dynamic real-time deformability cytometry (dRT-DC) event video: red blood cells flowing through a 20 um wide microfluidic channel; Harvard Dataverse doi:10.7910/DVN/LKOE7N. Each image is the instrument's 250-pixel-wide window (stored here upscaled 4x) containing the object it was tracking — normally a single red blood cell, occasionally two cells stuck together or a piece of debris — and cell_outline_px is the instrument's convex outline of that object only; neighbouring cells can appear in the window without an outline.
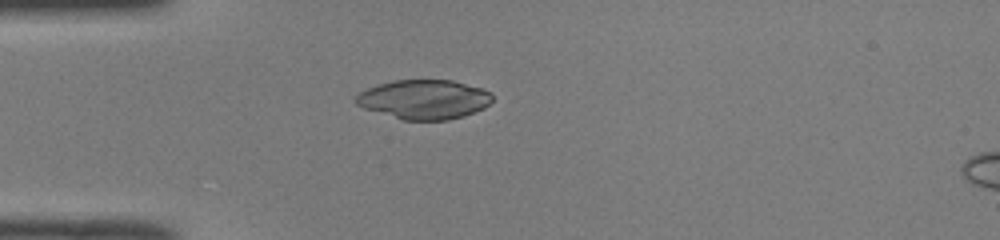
{"species": "common noctule bat (a hibernating species)", "species_latin": "Nyctalus noctula", "temperature_condition": "room temperature", "stored_images_in_passage": 31, "camera_frame_rate_fps": 3000, "um_per_image_px": 0.085, "animal": {"sex": "male", "body_mass_g": 19.0, "forearm_length_mm": 50.8}, "frame": {"image": 1, "passage_image": 1, "time_ms": 0.0, "image_size_px": [1000, 240], "cell_outline_px": [[492, 100], [484, 108], [464, 116], [448, 120], [404, 120], [364, 108], [356, 104], [352, 100], [360, 92], [368, 88], [392, 80], [452, 80], [484, 88], [492, 92]], "centroid_in_image_um": [36.07, 8.44], "position_along_channel_um": 48.9, "area_um2": 31.39}}
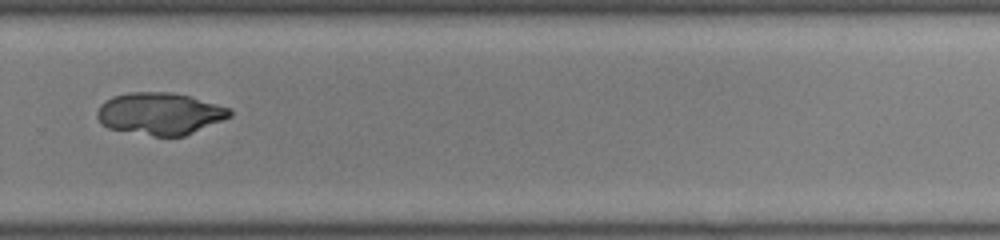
{"frame": {"image": 2, "passage_image": 22, "time_ms": 7.0, "image_size_px": [1000, 240], "cell_outline_px": [[232, 116], [184, 136], [152, 136], [108, 128], [100, 124], [96, 116], [96, 112], [100, 104], [104, 100], [112, 96], [128, 92], [172, 92], [188, 96], [232, 108]], "centroid_in_image_um": [13.56, 9.65], "position_along_channel_um": 316.2, "area_um2": 32.71}}
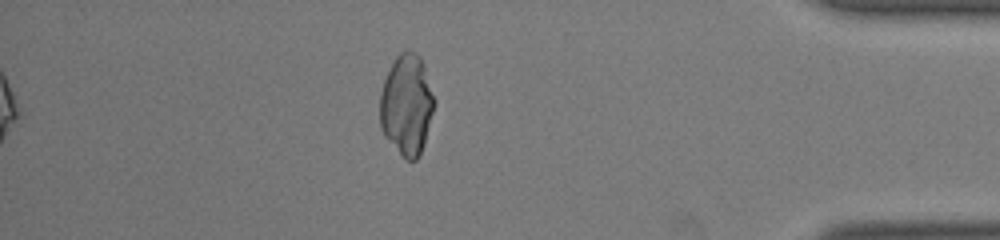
{"frame": {"image": 3, "passage_image": 31, "time_ms": 10.0, "image_size_px": [1000, 240], "cell_outline_px": [[436, 100], [424, 144], [420, 156], [416, 160], [404, 160], [384, 136], [380, 128], [380, 92], [384, 80], [396, 56], [400, 52], [408, 48], [416, 52], [420, 56]], "centroid_in_image_um": [34.56, 8.92], "position_along_channel_um": 400.6, "area_um2": 32.25}}